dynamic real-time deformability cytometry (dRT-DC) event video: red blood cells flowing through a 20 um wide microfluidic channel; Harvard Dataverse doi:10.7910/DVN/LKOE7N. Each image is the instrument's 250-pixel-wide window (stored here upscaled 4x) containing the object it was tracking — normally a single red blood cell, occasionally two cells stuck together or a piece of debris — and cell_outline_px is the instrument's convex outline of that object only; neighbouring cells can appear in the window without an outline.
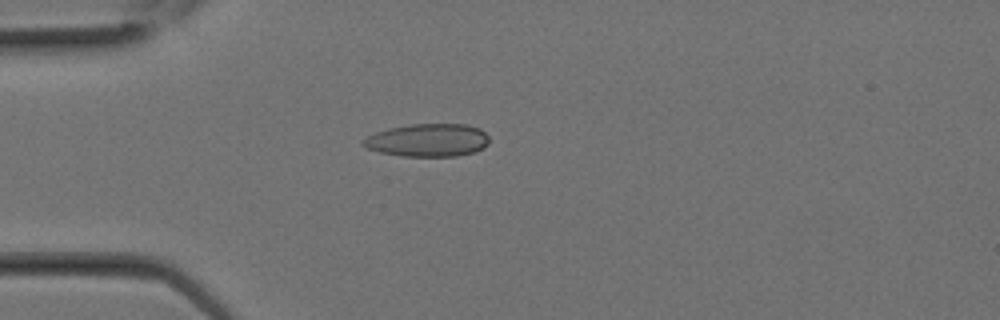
{"species": "Egyptian fruit bat (a non-hibernating species)", "species_latin": "Rousettus aegyptiacus", "temperature_condition": "room temperature", "stored_images_in_passage": 5, "camera_frame_rate_fps": 3000, "um_per_image_px": 0.085, "animal": {"sex": "female"}, "frame": {"image": 1, "passage_image": 1, "time_ms": 0.0, "image_size_px": [1000, 320], "cell_outline_px": [[488, 144], [484, 148], [476, 152], [456, 156], [404, 156], [380, 152], [368, 148], [360, 144], [360, 140], [376, 132], [388, 128], [412, 124], [468, 124], [480, 128], [488, 136]], "centroid_in_image_um": [36.38, 11.91], "position_along_channel_um": 48.6, "area_um2": 24.33}}
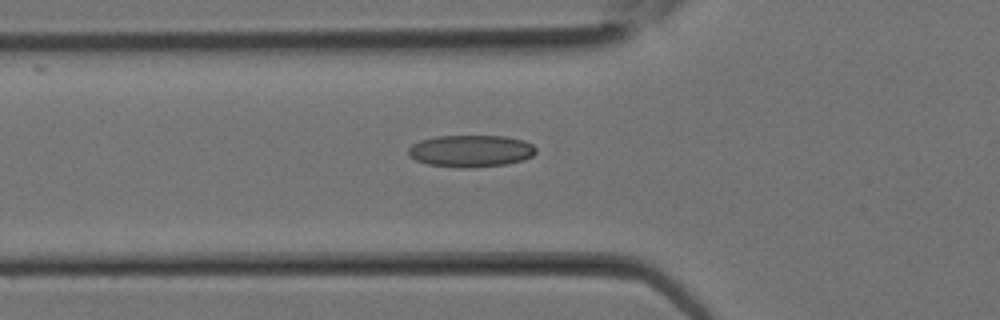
{"frame": {"image": 2, "passage_image": 3, "time_ms": 0.667, "image_size_px": [1000, 320], "cell_outline_px": [[536, 152], [532, 156], [524, 160], [504, 164], [464, 168], [460, 168], [428, 164], [416, 160], [408, 156], [408, 148], [412, 144], [420, 140], [436, 136], [504, 136], [524, 140], [532, 144], [536, 148]], "centroid_in_image_um": [40.01, 12.83], "position_along_channel_um": 85.8, "area_um2": 23.81}}
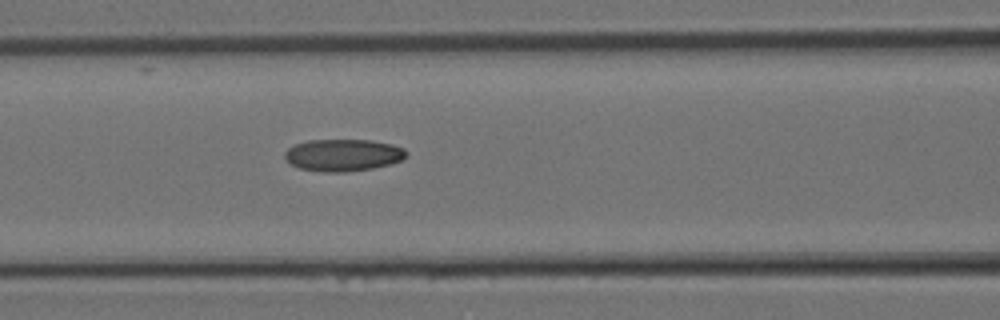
{"frame": {"image": 3, "passage_image": 5, "time_ms": 1.333, "image_size_px": [1000, 320], "cell_outline_px": [[408, 156], [400, 160], [388, 164], [372, 168], [344, 172], [324, 172], [300, 168], [292, 164], [284, 156], [284, 152], [288, 148], [296, 144], [308, 140], [372, 140], [392, 144], [404, 148], [408, 152]], "centroid_in_image_um": [29.18, 13.17], "position_along_channel_um": 137.4, "area_um2": 22.6}}